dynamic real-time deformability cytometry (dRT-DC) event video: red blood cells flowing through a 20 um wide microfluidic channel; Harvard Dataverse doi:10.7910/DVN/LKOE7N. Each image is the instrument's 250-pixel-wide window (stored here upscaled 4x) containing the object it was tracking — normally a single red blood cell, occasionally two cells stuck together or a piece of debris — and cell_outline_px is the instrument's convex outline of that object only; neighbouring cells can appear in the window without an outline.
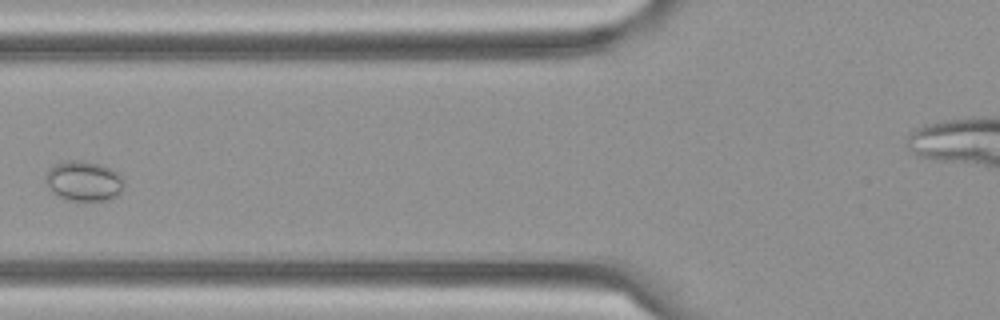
{"species": "Egyptian fruit bat (a non-hibernating species)", "species_latin": "Rousettus aegyptiacus", "temperature_condition": "cold", "stored_images_in_passage": 6, "camera_frame_rate_fps": 3000, "um_per_image_px": 0.085, "frame": {"image": 1, "passage_image": 4, "time_ms": 1.0, "image_size_px": [1000, 320], "cell_outline_px": [[124, 184], [120, 192], [116, 196], [104, 200], [72, 200], [60, 196], [44, 180], [44, 176], [56, 164], [72, 160], [76, 160], [100, 164], [112, 168], [120, 176]], "centroid_in_image_um": [7.15, 15.37], "position_along_channel_um": 118.6, "area_um2": 17.63}}